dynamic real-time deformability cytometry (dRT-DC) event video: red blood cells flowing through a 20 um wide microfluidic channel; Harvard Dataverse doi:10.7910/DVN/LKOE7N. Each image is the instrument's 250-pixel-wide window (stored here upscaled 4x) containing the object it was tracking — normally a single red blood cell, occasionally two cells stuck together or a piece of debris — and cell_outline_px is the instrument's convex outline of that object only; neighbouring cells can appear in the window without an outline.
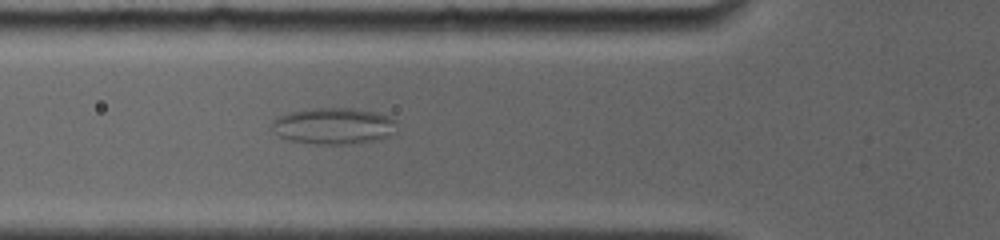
{"species": "common noctule bat (a hibernating species)", "species_latin": "Nyctalus noctula", "temperature_condition": "room temperature", "stored_images_in_passage": 11, "camera_frame_rate_fps": 4000, "um_per_image_px": 0.085, "animal": {"sex": "female", "body_mass_g": 19.0, "forearm_length_mm": 56.7}, "frame": {"image": 1, "passage_image": 10, "time_ms": 6.0, "image_size_px": [1000, 240], "cell_outline_px": [[396, 132], [376, 140], [340, 144], [316, 144], [292, 140], [280, 136], [272, 128], [272, 120], [276, 116], [292, 112], [312, 108], [352, 108], [376, 112], [388, 116], [396, 120]], "centroid_in_image_um": [28.36, 10.69], "position_along_channel_um": 97.4, "area_um2": 26.3}}
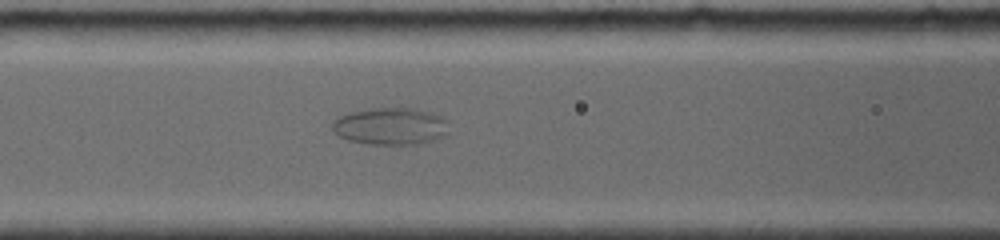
{"frame": {"image": 2, "passage_image": 11, "time_ms": 7.0, "image_size_px": [1000, 240], "cell_outline_px": [[448, 136], [412, 144], [372, 144], [348, 140], [340, 136], [332, 128], [332, 120], [340, 116], [352, 112], [368, 108], [412, 108], [444, 116], [448, 120]], "centroid_in_image_um": [33.23, 10.72], "position_along_channel_um": 133.4, "area_um2": 25.2}}